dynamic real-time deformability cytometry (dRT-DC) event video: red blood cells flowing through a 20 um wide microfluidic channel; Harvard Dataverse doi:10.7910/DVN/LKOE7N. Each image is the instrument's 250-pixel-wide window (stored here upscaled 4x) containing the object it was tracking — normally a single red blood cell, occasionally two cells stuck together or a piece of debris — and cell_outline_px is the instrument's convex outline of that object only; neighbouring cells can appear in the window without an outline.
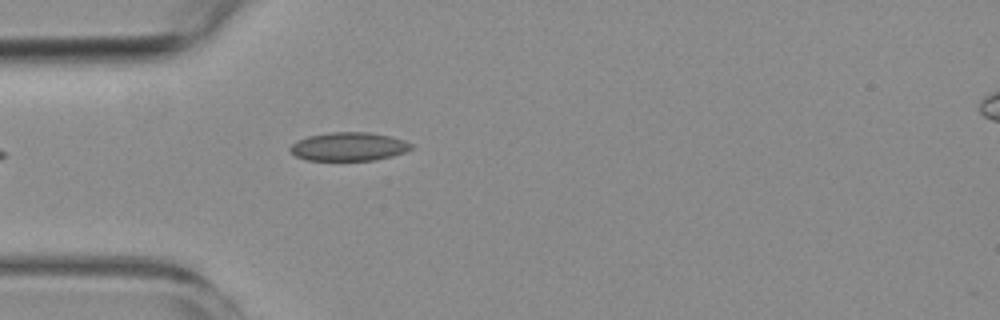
{"species": "common noctule bat (a hibernating species)", "species_latin": "Nyctalus noctula", "temperature_condition": "room temperature", "stored_images_in_passage": 4, "camera_frame_rate_fps": 3000, "um_per_image_px": 0.085, "animal": {"sex": "female", "body_mass_g": 19.3, "forearm_length_mm": 54.1}, "frame": {"image": 1, "passage_image": 4, "time_ms": 6.0, "image_size_px": [1000, 320], "cell_outline_px": [[412, 148], [404, 152], [392, 156], [376, 160], [304, 160], [296, 156], [288, 148], [292, 144], [308, 136], [328, 132], [368, 132], [392, 136], [404, 140], [412, 144]], "centroid_in_image_um": [29.65, 12.46], "position_along_channel_um": 55.3, "area_um2": 20.11}}